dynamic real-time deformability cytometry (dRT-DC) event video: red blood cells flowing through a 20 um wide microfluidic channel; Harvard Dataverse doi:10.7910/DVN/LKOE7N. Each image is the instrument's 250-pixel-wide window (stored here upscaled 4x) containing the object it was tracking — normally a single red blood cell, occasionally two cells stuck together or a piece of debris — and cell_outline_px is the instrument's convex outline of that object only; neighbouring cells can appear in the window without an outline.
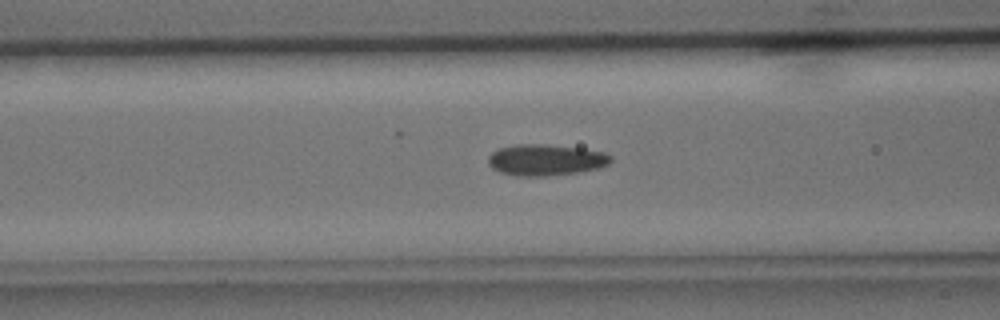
{"species": "common noctule bat (a hibernating species)", "species_latin": "Nyctalus noctula", "temperature_condition": "cold", "stored_images_in_passage": 40, "camera_frame_rate_fps": 3000, "um_per_image_px": 0.085, "animal": {"sex": "male", "body_mass_g": 15.6}, "frame": {"image": 1, "passage_image": 18, "time_ms": 5.667, "image_size_px": [1000, 320], "cell_outline_px": [[612, 160], [608, 164], [600, 168], [576, 172], [544, 176], [516, 176], [500, 172], [492, 168], [488, 164], [488, 156], [492, 152], [500, 148], [516, 144], [548, 144], [584, 148], [604, 152], [612, 156]], "centroid_in_image_um": [46.39, 13.58], "position_along_channel_um": 120.2, "area_um2": 22.48}}
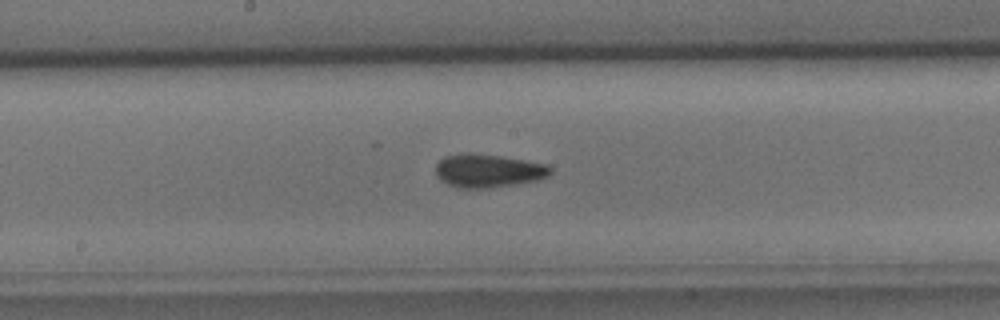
{"frame": {"image": 2, "passage_image": 24, "time_ms": 7.667, "image_size_px": [1000, 320], "cell_outline_px": [[552, 172], [548, 176], [536, 180], [484, 188], [460, 188], [448, 184], [440, 180], [436, 176], [436, 164], [444, 156], [460, 152], [468, 152], [500, 156], [548, 164], [552, 168]], "centroid_in_image_um": [41.46, 14.49], "position_along_channel_um": 206.7, "area_um2": 22.25}}
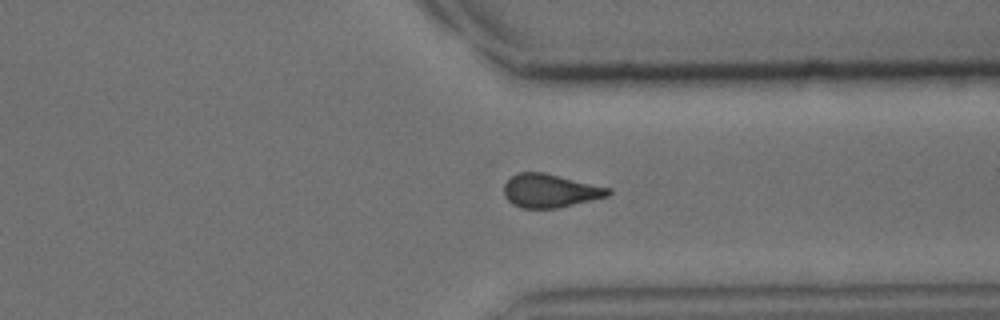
{"frame": {"image": 3, "passage_image": 35, "time_ms": 11.333, "image_size_px": [1000, 320], "cell_outline_px": [[612, 192], [608, 196], [556, 208], [520, 208], [512, 204], [504, 196], [504, 184], [516, 172], [544, 172], [612, 188]], "centroid_in_image_um": [46.75, 16.2], "position_along_channel_um": 364.7, "area_um2": 20.4}}